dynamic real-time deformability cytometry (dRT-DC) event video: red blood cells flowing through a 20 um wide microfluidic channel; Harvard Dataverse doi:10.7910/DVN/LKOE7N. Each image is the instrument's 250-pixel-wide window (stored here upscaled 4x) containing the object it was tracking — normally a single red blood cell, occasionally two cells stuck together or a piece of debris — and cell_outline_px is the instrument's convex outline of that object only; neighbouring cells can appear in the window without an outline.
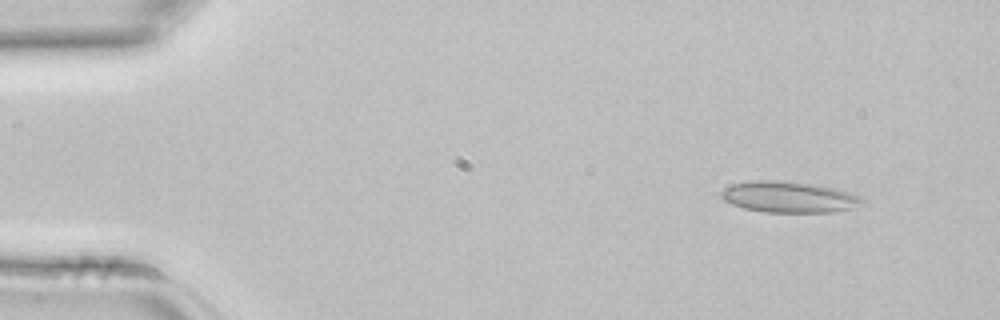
{"species": "common noctule bat (a hibernating species)", "species_latin": "Nyctalus noctula", "temperature_condition": "room temperature", "stored_images_in_passage": 43, "camera_frame_rate_fps": 3000, "um_per_image_px": 0.085, "animal": {"sex": "female", "body_mass_g": 22.7, "forearm_length_mm": 54.2}, "frame": {"image": 1, "passage_image": 4, "time_ms": 1.0, "image_size_px": [1000, 320], "cell_outline_px": [[868, 204], [852, 208], [832, 212], [764, 212], [744, 208], [732, 204], [724, 200], [720, 196], [720, 192], [724, 188], [732, 184], [752, 180], [780, 180], [812, 184], [832, 188], [860, 196], [868, 200]], "centroid_in_image_um": [67.08, 16.75], "position_along_channel_um": 17.9, "area_um2": 25.72}}
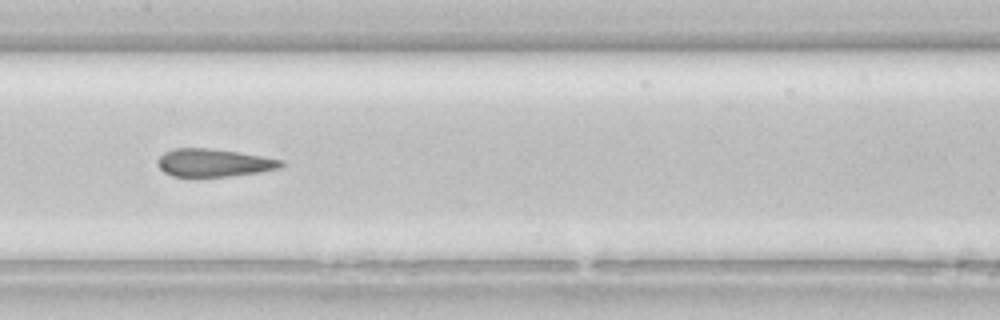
{"frame": {"image": 2, "passage_image": 21, "time_ms": 6.667, "image_size_px": [1000, 320], "cell_outline_px": [[284, 164], [280, 168], [260, 172], [228, 176], [172, 176], [164, 172], [156, 164], [156, 160], [164, 152], [172, 148], [208, 148], [264, 156], [284, 160]], "centroid_in_image_um": [18.16, 13.83], "position_along_channel_um": 189.2, "area_um2": 20.06}}
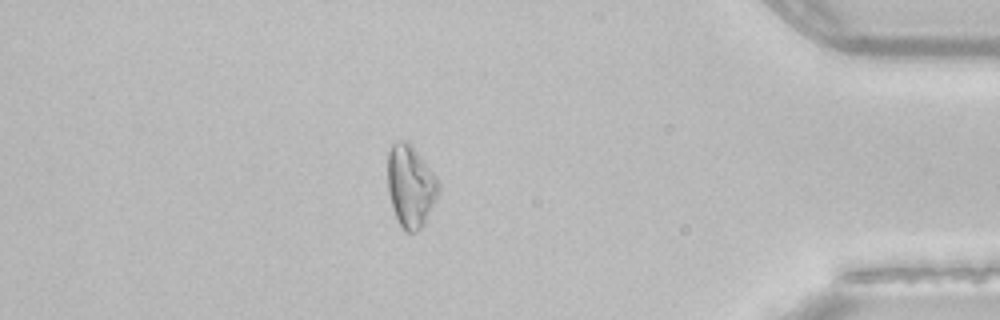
{"frame": {"image": 3, "passage_image": 37, "time_ms": 12.0, "image_size_px": [1000, 320], "cell_outline_px": [[440, 192], [424, 224], [416, 232], [408, 232], [396, 220], [392, 208], [388, 192], [388, 152], [392, 144], [400, 140], [408, 140], [440, 184]], "centroid_in_image_um": [34.89, 15.83], "position_along_channel_um": 400.3, "area_um2": 24.16}}